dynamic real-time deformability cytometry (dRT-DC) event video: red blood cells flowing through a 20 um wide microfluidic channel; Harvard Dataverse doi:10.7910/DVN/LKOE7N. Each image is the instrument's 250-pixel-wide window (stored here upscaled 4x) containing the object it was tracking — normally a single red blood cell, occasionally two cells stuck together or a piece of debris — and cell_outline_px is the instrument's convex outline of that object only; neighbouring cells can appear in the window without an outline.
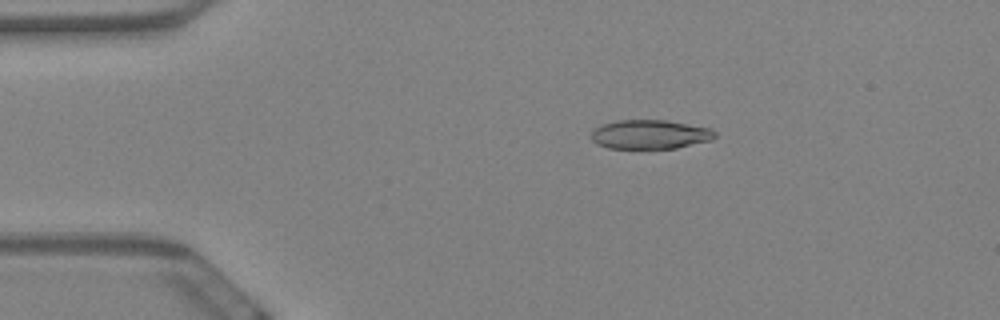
{"species": "Egyptian fruit bat (a non-hibernating species)", "species_latin": "Rousettus aegyptiacus", "temperature_condition": "warm", "stored_images_in_passage": 59, "camera_frame_rate_fps": 3000, "um_per_image_px": 0.085, "animal": {"sex": "female"}, "frame": {"image": 1, "passage_image": 11, "time_ms": 3.333, "image_size_px": [1000, 320], "cell_outline_px": [[716, 136], [712, 140], [676, 148], [608, 148], [596, 144], [592, 140], [592, 132], [596, 128], [604, 124], [616, 120], [664, 120], [712, 128], [716, 132]], "centroid_in_image_um": [55.28, 11.42], "position_along_channel_um": 29.7, "area_um2": 20.92}}
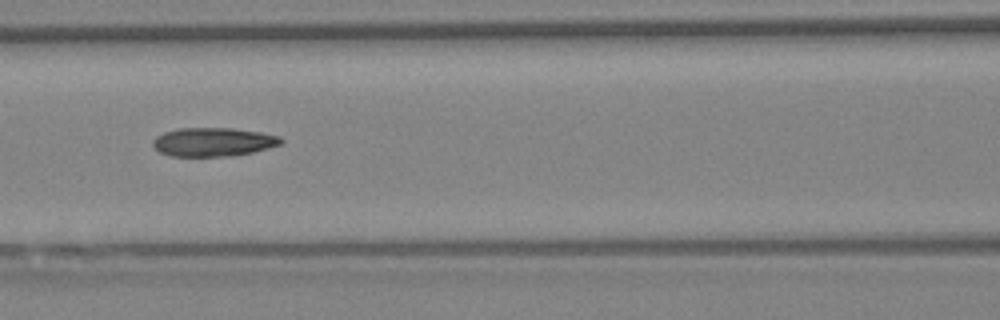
{"frame": {"image": 2, "passage_image": 26, "time_ms": 8.333, "image_size_px": [1000, 320], "cell_outline_px": [[284, 140], [280, 144], [268, 148], [252, 152], [232, 156], [172, 156], [160, 152], [152, 144], [152, 140], [156, 136], [164, 132], [176, 128], [232, 128], [260, 132], [280, 136]], "centroid_in_image_um": [18.12, 12.06], "position_along_channel_um": 148.5, "area_um2": 21.44}}
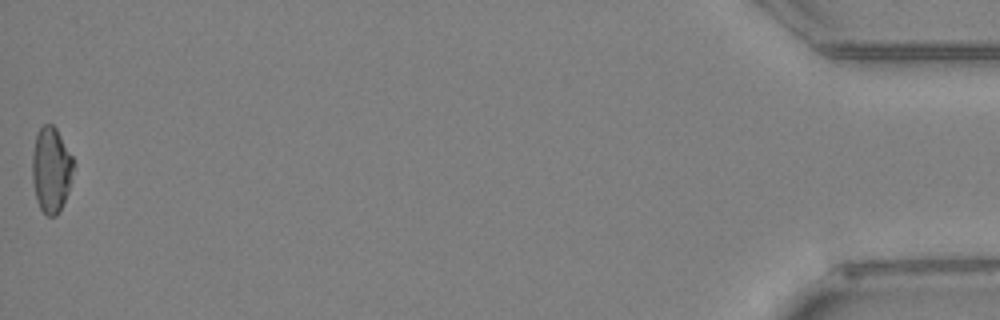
{"frame": {"image": 3, "passage_image": 59, "time_ms": 19.333, "image_size_px": [1000, 320], "cell_outline_px": [[76, 164], [68, 192], [56, 216], [48, 216], [40, 208], [36, 200], [32, 180], [32, 152], [36, 132], [44, 124], [52, 124], [56, 128], [72, 156]], "centroid_in_image_um": [4.35, 14.4], "position_along_channel_um": 430.9, "area_um2": 20.75}, "authors_computed_cell_mechanics": {"area_um2": 21.3282, "velocity_mm_per_s": 3.4761, "shape_relaxation_time_tau1_ms": 7.9124, "shape_relaxation_time_tau2_ms": 10.3183, "deformation_change_tau1": 0.211, "deformation_change_tau2": 0.2289}}